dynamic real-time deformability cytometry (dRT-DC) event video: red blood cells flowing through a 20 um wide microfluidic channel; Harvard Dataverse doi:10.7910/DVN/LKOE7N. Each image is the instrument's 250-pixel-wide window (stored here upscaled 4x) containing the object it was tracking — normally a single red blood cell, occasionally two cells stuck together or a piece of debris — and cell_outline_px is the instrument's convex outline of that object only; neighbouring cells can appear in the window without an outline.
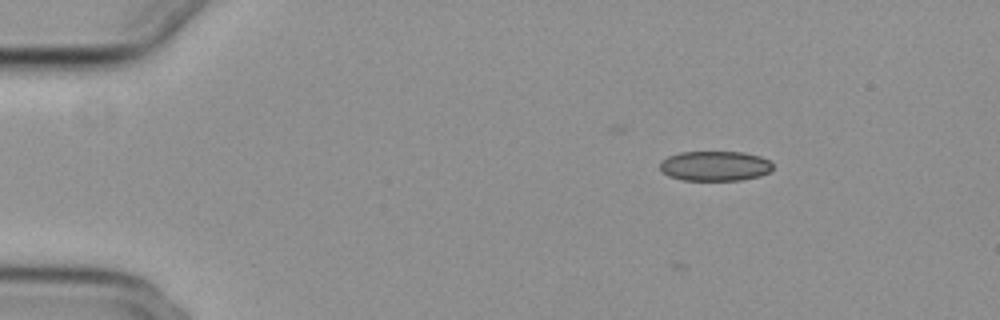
{"species": "common noctule bat (a hibernating species)", "species_latin": "Nyctalus noctula", "temperature_condition": "cold", "stored_images_in_passage": 6, "camera_frame_rate_fps": 3000, "um_per_image_px": 0.085, "animal": {"sex": "female", "body_mass_g": 29.2, "forearm_length_mm": 56.3}, "frame": {"image": 1, "passage_image": 6, "time_ms": 1.667, "image_size_px": [1000, 320], "cell_outline_px": [[772, 168], [768, 172], [760, 176], [740, 180], [680, 180], [668, 176], [660, 168], [660, 160], [668, 156], [680, 152], [744, 152], [760, 156], [768, 160], [772, 164]], "centroid_in_image_um": [60.74, 14.1], "position_along_channel_um": 24.3, "area_um2": 19.71}}